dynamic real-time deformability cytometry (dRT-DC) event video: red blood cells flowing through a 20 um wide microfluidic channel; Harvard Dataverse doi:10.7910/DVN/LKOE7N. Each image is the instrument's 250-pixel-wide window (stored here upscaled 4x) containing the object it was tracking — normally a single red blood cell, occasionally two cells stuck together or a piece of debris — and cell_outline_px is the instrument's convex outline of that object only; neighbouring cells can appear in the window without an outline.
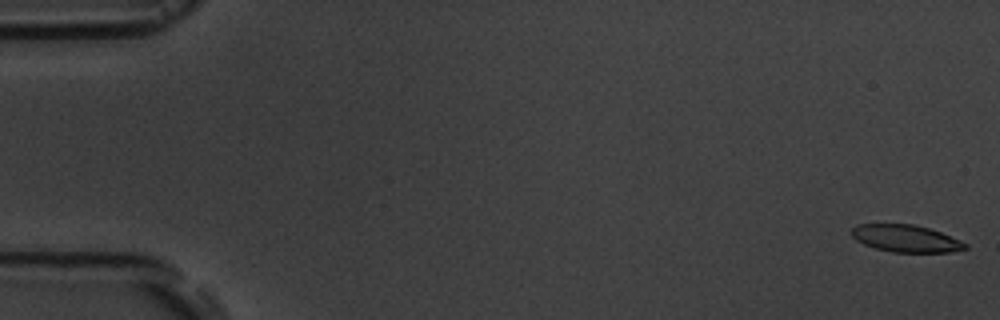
{"species": "common noctule bat (a hibernating species)", "species_latin": "Nyctalus noctula", "temperature_condition": "room temperature", "stored_images_in_passage": 17, "camera_frame_rate_fps": 3000, "um_per_image_px": 0.085, "animal": {"sex": "male", "body_mass_g": 19.5, "forearm_length_mm": 54.6}, "frame": {"image": 1, "passage_image": 1, "time_ms": 0.0, "image_size_px": [1000, 320], "cell_outline_px": [[968, 248], [948, 252], [892, 252], [876, 248], [864, 244], [856, 240], [852, 236], [852, 228], [856, 224], [912, 224], [928, 228], [940, 232], [960, 240], [968, 244]], "centroid_in_image_um": [76.99, 20.27], "position_along_channel_um": 8.0, "area_um2": 17.86}}
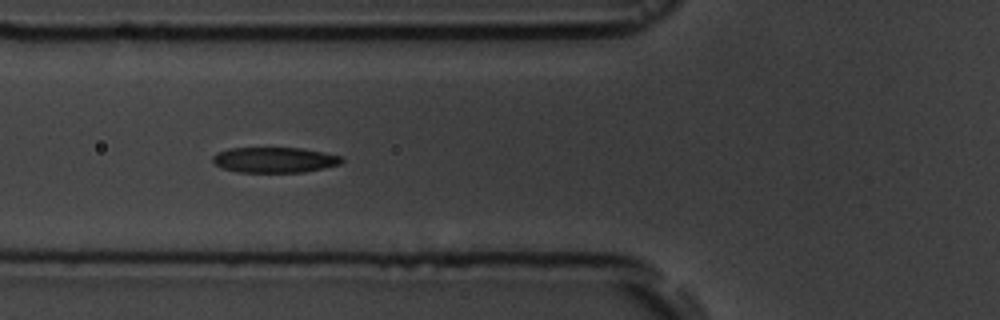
{"frame": {"image": 2, "passage_image": 7, "time_ms": 6.667, "image_size_px": [1000, 320], "cell_outline_px": [[344, 160], [340, 164], [324, 168], [304, 172], [240, 172], [220, 168], [212, 160], [212, 156], [216, 152], [228, 148], [304, 148], [344, 156]], "centroid_in_image_um": [23.35, 13.58], "position_along_channel_um": 102.5, "area_um2": 19.36}}
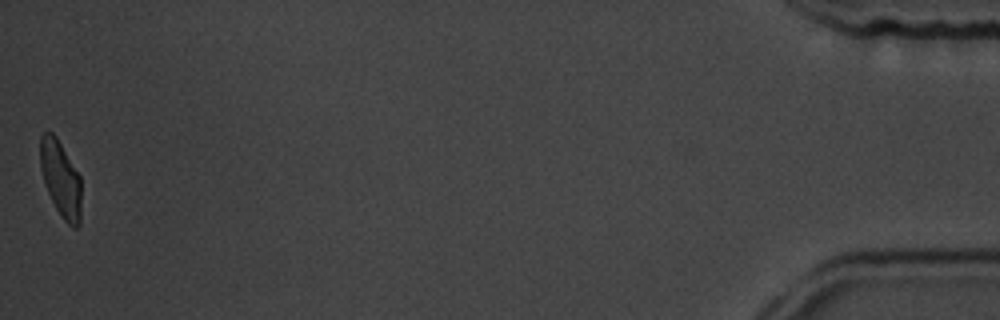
{"frame": {"image": 3, "passage_image": 17, "time_ms": 18.333, "image_size_px": [1000, 320], "cell_outline_px": [[80, 224], [76, 228], [72, 228], [64, 220], [56, 208], [48, 192], [40, 168], [40, 136], [44, 132], [52, 132], [56, 136], [80, 176]], "centroid_in_image_um": [5.15, 15.2], "position_along_channel_um": 430.0, "area_um2": 17.98}, "authors_computed_cell_mechanics": {"area_um2": 19.3052, "velocity_mm_per_s": 3.643, "shape_relaxation_time_tau1_ms": 3.1693, "shape_relaxation_time_tau2_ms": 2.4306, "deformation_change_tau1": 0.1346, "deformation_change_tau2": 0.0854}}